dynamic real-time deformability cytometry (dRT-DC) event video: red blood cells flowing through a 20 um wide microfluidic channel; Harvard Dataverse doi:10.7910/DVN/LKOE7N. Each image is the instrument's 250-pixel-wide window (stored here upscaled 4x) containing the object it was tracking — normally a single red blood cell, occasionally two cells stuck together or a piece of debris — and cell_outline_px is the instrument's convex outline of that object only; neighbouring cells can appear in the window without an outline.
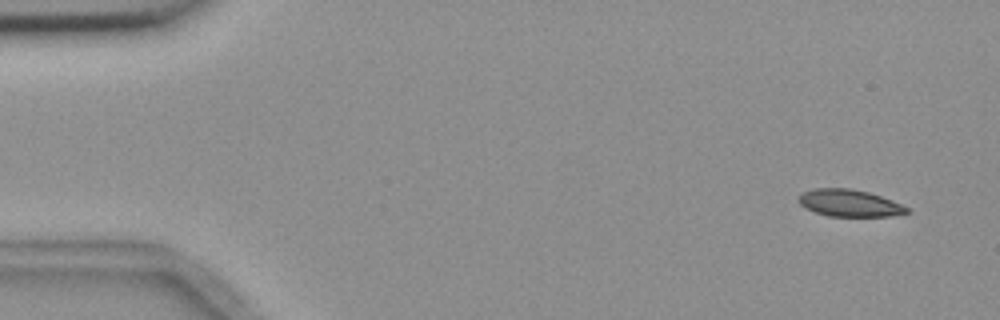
{"species": "common noctule bat (a hibernating species)", "species_latin": "Nyctalus noctula", "temperature_condition": "room temperature", "stored_images_in_passage": 10, "camera_frame_rate_fps": 3000, "um_per_image_px": 0.085, "animal": {"sex": "female", "body_mass_g": 18.4}, "frame": {"image": 1, "passage_image": 1, "time_ms": 0.0, "image_size_px": [1000, 320], "cell_outline_px": [[912, 212], [892, 216], [828, 216], [804, 208], [796, 200], [800, 192], [812, 188], [848, 188], [868, 192], [892, 200], [912, 208]], "centroid_in_image_um": [72.2, 17.26], "position_along_channel_um": 12.8, "area_um2": 17.4}}
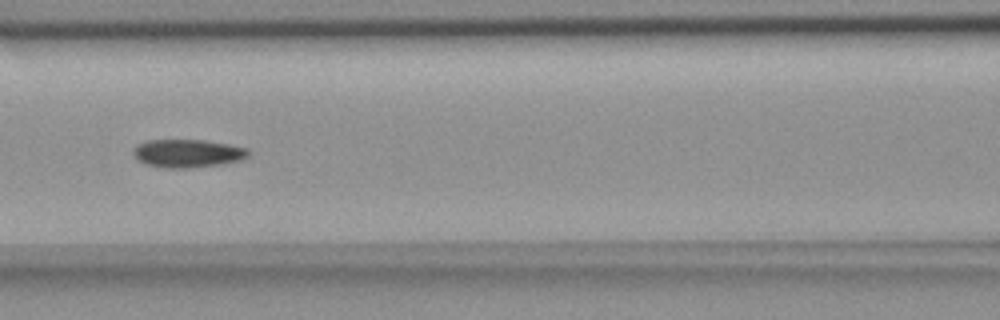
{"frame": {"image": 2, "passage_image": 7, "time_ms": 7.0, "image_size_px": [1000, 320], "cell_outline_px": [[252, 152], [248, 156], [240, 160], [220, 164], [188, 168], [164, 168], [144, 164], [136, 160], [132, 152], [132, 148], [136, 144], [148, 140], [204, 140], [228, 144], [248, 148]], "centroid_in_image_um": [15.9, 13.03], "position_along_channel_um": 150.7, "area_um2": 19.13}}
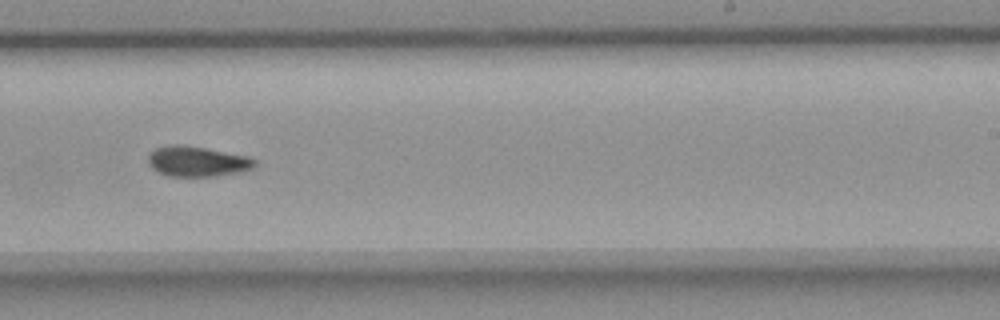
{"frame": {"image": 3, "passage_image": 10, "time_ms": 10.333, "image_size_px": [1000, 320], "cell_outline_px": [[256, 168], [244, 172], [216, 176], [168, 176], [152, 168], [148, 164], [148, 156], [156, 148], [168, 144], [180, 144], [204, 148], [248, 156], [256, 160]], "centroid_in_image_um": [16.81, 13.73], "position_along_channel_um": 272.2, "area_um2": 18.96}}